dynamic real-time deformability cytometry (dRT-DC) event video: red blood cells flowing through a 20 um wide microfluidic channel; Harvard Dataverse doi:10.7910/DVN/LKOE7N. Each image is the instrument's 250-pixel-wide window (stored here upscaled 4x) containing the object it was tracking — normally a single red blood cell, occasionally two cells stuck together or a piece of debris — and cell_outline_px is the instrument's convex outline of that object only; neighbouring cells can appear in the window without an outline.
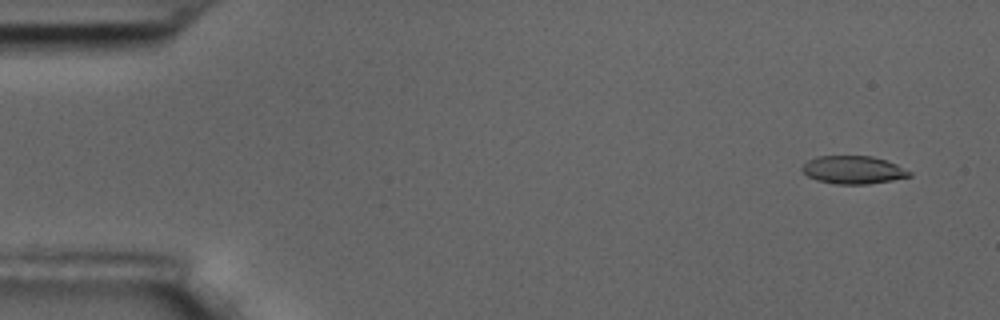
{"species": "common noctule bat (a hibernating species)", "species_latin": "Nyctalus noctula", "temperature_condition": "room temperature", "stored_images_in_passage": 6, "camera_frame_rate_fps": 3000, "um_per_image_px": 0.085, "animal": {"sex": "male", "body_mass_g": 17.5, "forearm_length_mm": 52.3}, "frame": {"image": 1, "passage_image": 1, "time_ms": 0.0, "image_size_px": [1000, 320], "cell_outline_px": [[912, 176], [892, 180], [868, 184], [836, 184], [816, 180], [808, 176], [800, 168], [808, 160], [816, 156], [872, 156], [896, 164], [912, 172]], "centroid_in_image_um": [72.52, 14.44], "position_along_channel_um": 12.5, "area_um2": 17.46}}